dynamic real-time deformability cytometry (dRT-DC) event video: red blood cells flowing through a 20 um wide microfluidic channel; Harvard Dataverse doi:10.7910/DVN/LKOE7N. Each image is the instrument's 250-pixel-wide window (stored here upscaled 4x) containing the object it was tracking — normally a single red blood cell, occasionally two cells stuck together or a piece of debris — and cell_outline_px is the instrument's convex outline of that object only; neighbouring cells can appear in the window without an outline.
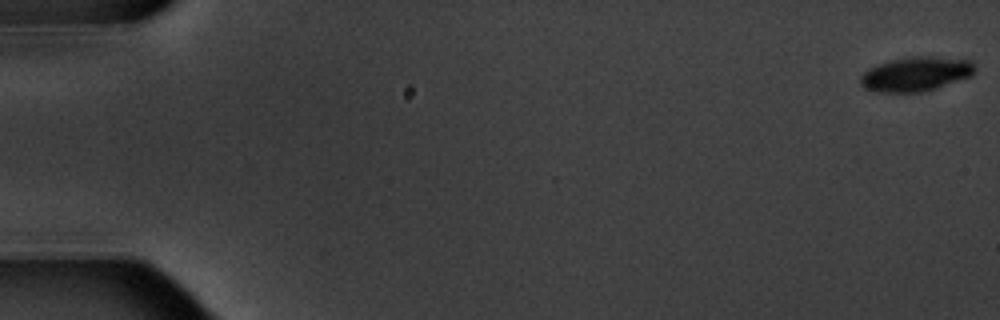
{"species": "common noctule bat (a hibernating species)", "species_latin": "Nyctalus noctula", "temperature_condition": "warm", "stored_images_in_passage": 5, "camera_frame_rate_fps": 3000, "um_per_image_px": 0.085, "animal": {"sex": "male", "body_mass_g": 20.1, "forearm_length_mm": 53.5}, "frame": {"image": 1, "passage_image": 1, "time_ms": 0.0, "image_size_px": [1000, 320], "cell_outline_px": [[976, 68], [972, 76], [936, 88], [920, 92], [880, 92], [864, 88], [860, 84], [860, 76], [868, 68], [892, 60], [912, 56], [920, 56], [972, 60]], "centroid_in_image_um": [77.86, 6.3], "position_along_channel_um": 7.1, "area_um2": 22.77}}
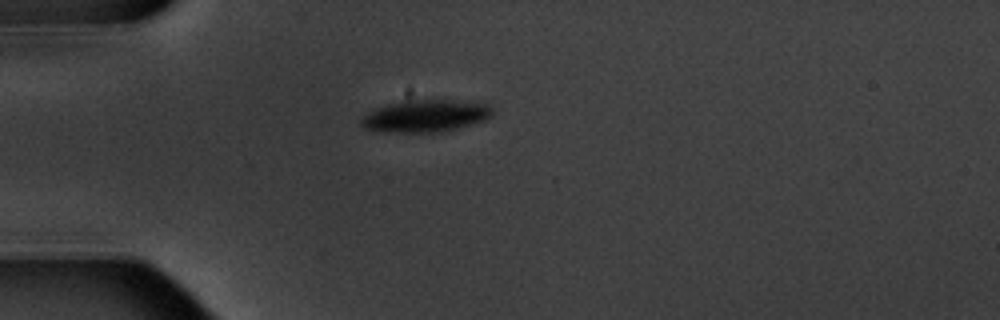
{"frame": {"image": 2, "passage_image": 5, "time_ms": 5.333, "image_size_px": [1000, 320], "cell_outline_px": [[492, 116], [484, 120], [472, 124], [440, 132], [380, 132], [364, 128], [360, 124], [360, 120], [368, 112], [376, 108], [400, 100], [416, 96], [484, 100], [492, 108]], "centroid_in_image_um": [36.24, 9.76], "position_along_channel_um": 48.8, "area_um2": 26.3}}